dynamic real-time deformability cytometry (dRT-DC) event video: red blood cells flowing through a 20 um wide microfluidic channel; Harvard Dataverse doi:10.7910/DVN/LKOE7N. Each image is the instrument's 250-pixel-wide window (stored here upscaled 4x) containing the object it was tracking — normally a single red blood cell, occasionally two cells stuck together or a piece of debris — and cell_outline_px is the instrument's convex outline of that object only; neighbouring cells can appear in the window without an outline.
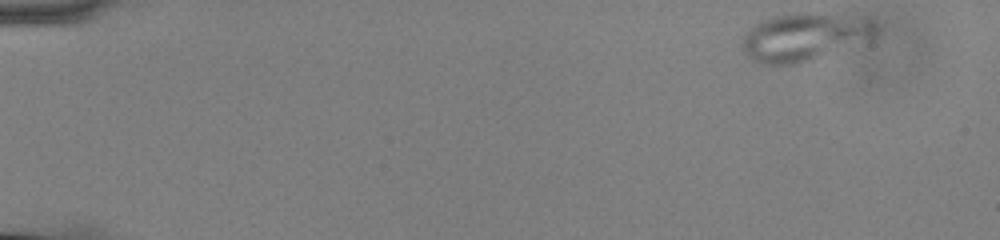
{"species": "common noctule bat (a hibernating species)", "species_latin": "Nyctalus noctula", "temperature_condition": "cold", "stored_images_in_passage": 53, "camera_frame_rate_fps": 3000, "um_per_image_px": 0.085, "animal": {"sex": "male", "body_mass_g": 13.0, "forearm_length_mm": 53.1}, "frame": {"image": 1, "passage_image": 1, "time_ms": 0.0, "image_size_px": [1000, 240], "cell_outline_px": [[880, 24], [876, 32], [872, 36], [808, 60], [792, 64], [760, 64], [752, 60], [744, 52], [740, 44], [744, 36], [756, 24], [764, 20], [776, 16], [796, 12], [812, 12], [872, 20]], "centroid_in_image_um": [68.28, 3.12], "position_along_channel_um": 16.7, "area_um2": 35.95}}
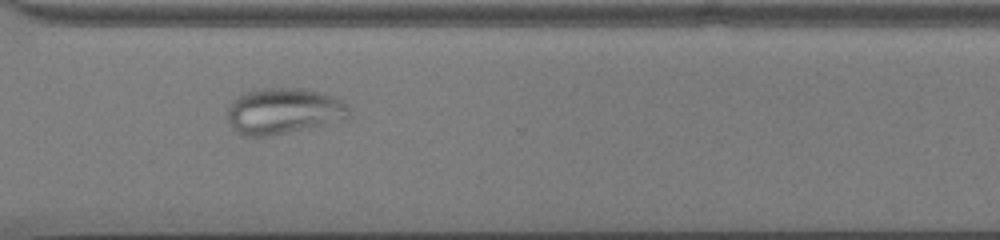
{"frame": {"image": 2, "passage_image": 39, "time_ms": 12.667, "image_size_px": [1000, 240], "cell_outline_px": [[352, 116], [348, 120], [272, 136], [240, 136], [236, 132], [228, 120], [228, 108], [240, 96], [248, 92], [260, 88], [300, 88], [324, 92], [348, 104], [352, 108]], "centroid_in_image_um": [24.21, 9.46], "position_along_channel_um": 346.4, "area_um2": 33.12}}
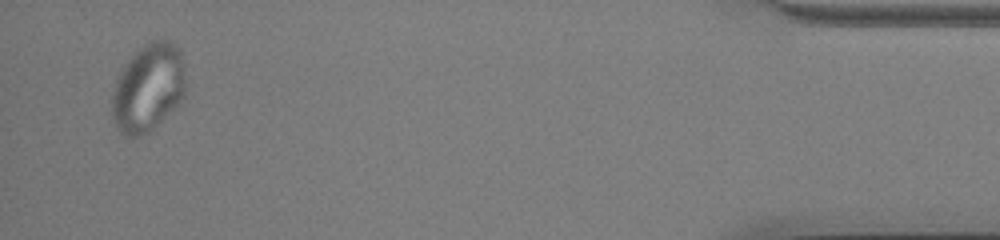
{"frame": {"image": 3, "passage_image": 51, "time_ms": 16.667, "image_size_px": [1000, 240], "cell_outline_px": [[184, 96], [148, 132], [140, 136], [124, 136], [116, 128], [112, 116], [112, 92], [116, 80], [124, 64], [144, 44], [152, 40], [168, 40], [180, 52], [184, 68]], "centroid_in_image_um": [12.55, 7.46], "position_along_channel_um": 422.7, "area_um2": 37.05}}